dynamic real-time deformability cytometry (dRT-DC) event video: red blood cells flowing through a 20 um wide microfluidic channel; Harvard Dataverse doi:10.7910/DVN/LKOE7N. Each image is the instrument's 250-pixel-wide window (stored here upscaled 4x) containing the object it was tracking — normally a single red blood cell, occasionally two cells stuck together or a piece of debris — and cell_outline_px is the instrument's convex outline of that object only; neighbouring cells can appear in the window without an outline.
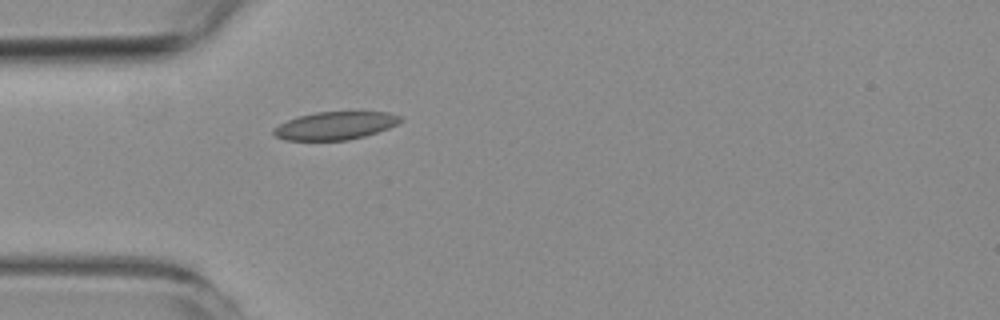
{"species": "common noctule bat (a hibernating species)", "species_latin": "Nyctalus noctula", "temperature_condition": "room temperature", "stored_images_in_passage": 6, "camera_frame_rate_fps": 3000, "um_per_image_px": 0.085, "animal": {"sex": "female", "body_mass_g": 19.3, "forearm_length_mm": 54.1}, "frame": {"image": 1, "passage_image": 6, "time_ms": 6.333, "image_size_px": [1000, 320], "cell_outline_px": [[404, 120], [388, 128], [364, 136], [348, 140], [284, 140], [276, 136], [272, 132], [272, 128], [296, 116], [316, 112], [388, 112], [404, 116]], "centroid_in_image_um": [28.5, 10.67], "position_along_channel_um": 56.5, "area_um2": 20.69}}